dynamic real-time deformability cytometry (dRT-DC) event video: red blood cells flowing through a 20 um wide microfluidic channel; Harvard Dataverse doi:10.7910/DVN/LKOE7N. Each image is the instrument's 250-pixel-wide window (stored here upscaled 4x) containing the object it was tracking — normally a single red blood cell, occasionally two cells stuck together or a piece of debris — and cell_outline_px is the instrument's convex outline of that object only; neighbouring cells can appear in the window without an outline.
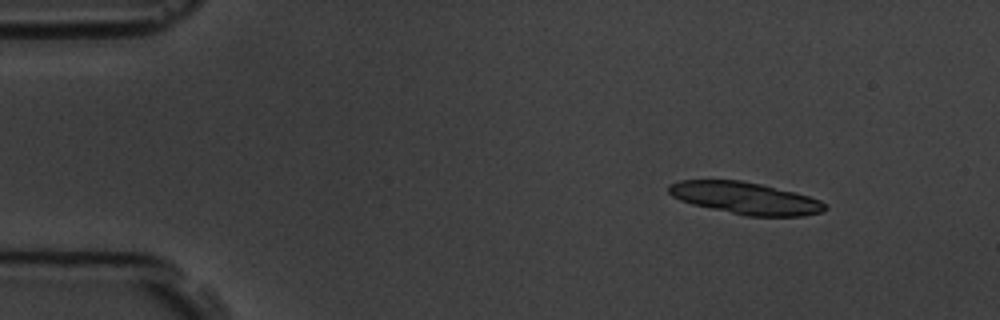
{"species": "common noctule bat (a hibernating species)", "species_latin": "Nyctalus noctula", "temperature_condition": "room temperature", "stored_images_in_passage": 4, "camera_frame_rate_fps": 3000, "um_per_image_px": 0.085, "animal": {"sex": "male", "body_mass_g": 19.5, "forearm_length_mm": 54.6}, "frame": {"image": 1, "passage_image": 1, "time_ms": 0.0, "image_size_px": [1000, 320], "cell_outline_px": [[828, 208], [824, 212], [804, 216], [744, 216], [692, 204], [680, 200], [672, 196], [668, 192], [668, 184], [680, 180], [740, 180], [760, 184], [796, 192], [820, 200], [828, 204]], "centroid_in_image_um": [63.38, 16.85], "position_along_channel_um": 21.6, "area_um2": 29.42}}